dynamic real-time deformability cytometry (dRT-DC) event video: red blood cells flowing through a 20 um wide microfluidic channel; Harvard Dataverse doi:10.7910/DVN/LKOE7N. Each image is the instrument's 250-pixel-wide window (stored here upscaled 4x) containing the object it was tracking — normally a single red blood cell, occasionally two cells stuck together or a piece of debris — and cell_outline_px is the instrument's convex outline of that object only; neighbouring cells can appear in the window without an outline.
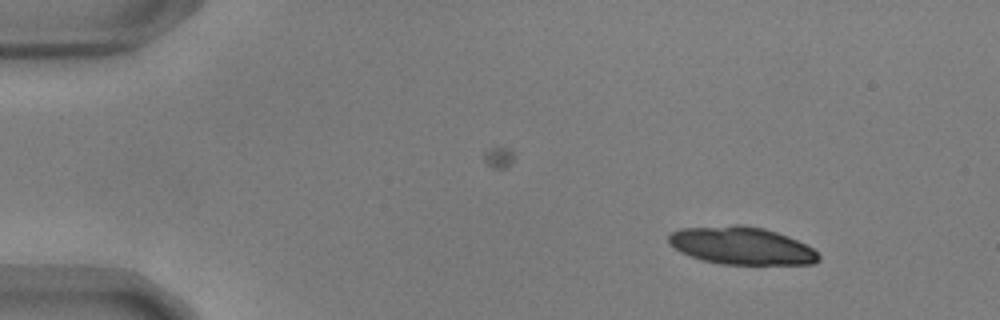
{"species": "common noctule bat (a hibernating species)", "species_latin": "Nyctalus noctula", "temperature_condition": "warm", "stored_images_in_passage": 16, "camera_frame_rate_fps": 3000, "um_per_image_px": 0.085, "animal": {"sex": "male", "body_mass_g": 17.9, "forearm_length_mm": 54.2}, "frame": {"image": 1, "passage_image": 1, "time_ms": 0.0, "image_size_px": [1000, 320], "cell_outline_px": [[820, 260], [812, 264], [720, 264], [704, 260], [680, 252], [668, 244], [668, 236], [672, 232], [680, 228], [736, 224], [740, 224], [764, 228], [788, 236], [812, 248], [820, 256]], "centroid_in_image_um": [63.0, 20.87], "position_along_channel_um": 22.0, "area_um2": 32.89}}